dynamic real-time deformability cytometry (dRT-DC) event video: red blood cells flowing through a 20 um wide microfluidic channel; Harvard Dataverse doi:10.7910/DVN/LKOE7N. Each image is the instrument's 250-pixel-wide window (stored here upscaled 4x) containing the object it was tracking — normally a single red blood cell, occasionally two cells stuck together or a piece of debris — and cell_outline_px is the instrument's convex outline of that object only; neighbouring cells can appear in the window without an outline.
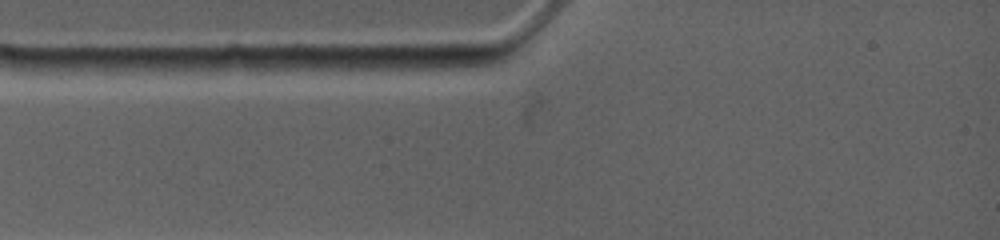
{"species": "common noctule bat (a hibernating species)", "species_latin": "Nyctalus noctula", "temperature_condition": "warm", "stored_images_in_passage": 2, "camera_frame_rate_fps": 4500, "um_per_image_px": 0.085, "animal": {"sex": "female", "body_mass_g": 19.0, "forearm_length_mm": 53.3}, "frame": {"image": 1, "passage_image": 1, "time_ms": 0.0, "image_size_px": [1000, 240], "cell_outline_px": [[272, 68], [260, 72], [164, 76], [136, 68], [132, 64], [132, 60], [228, 56], [244, 56]], "centroid_in_image_um": [17.02, 5.59], "position_along_channel_um": 68.0, "area_um2": 14.62}}